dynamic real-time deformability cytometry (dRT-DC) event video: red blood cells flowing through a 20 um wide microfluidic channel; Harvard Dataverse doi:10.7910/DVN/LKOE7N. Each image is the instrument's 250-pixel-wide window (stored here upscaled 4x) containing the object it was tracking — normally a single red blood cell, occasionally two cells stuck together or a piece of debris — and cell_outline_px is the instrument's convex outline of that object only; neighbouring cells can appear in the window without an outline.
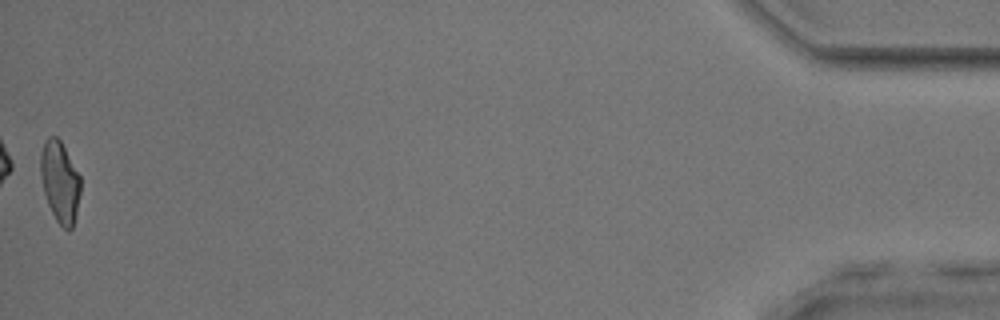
{"species": "common noctule bat (a hibernating species)", "species_latin": "Nyctalus noctula", "temperature_condition": "room temperature", "stored_images_in_passage": 52, "camera_frame_rate_fps": 3000, "um_per_image_px": 0.085, "animal": {"sex": "male", "body_mass_g": 17.9, "forearm_length_mm": 54.2}, "frame": {"image": 1, "passage_image": 52, "time_ms": 17.0, "image_size_px": [1000, 320], "cell_outline_px": [[80, 192], [76, 212], [72, 228], [68, 232], [56, 220], [48, 204], [44, 192], [40, 172], [40, 152], [44, 140], [48, 136], [56, 136], [60, 140], [80, 176]], "centroid_in_image_um": [5.07, 15.43], "position_along_channel_um": 430.1, "area_um2": 18.79}, "authors_computed_cell_mechanics": {"area_um2": 20.0855, "velocity_mm_per_s": 3.9443, "shape_relaxation_time_tau1_ms": 3.0456, "shape_relaxation_time_tau2_ms": 2.2328, "deformation_change_tau1": 0.1529, "deformation_change_tau2": 0.1093}}